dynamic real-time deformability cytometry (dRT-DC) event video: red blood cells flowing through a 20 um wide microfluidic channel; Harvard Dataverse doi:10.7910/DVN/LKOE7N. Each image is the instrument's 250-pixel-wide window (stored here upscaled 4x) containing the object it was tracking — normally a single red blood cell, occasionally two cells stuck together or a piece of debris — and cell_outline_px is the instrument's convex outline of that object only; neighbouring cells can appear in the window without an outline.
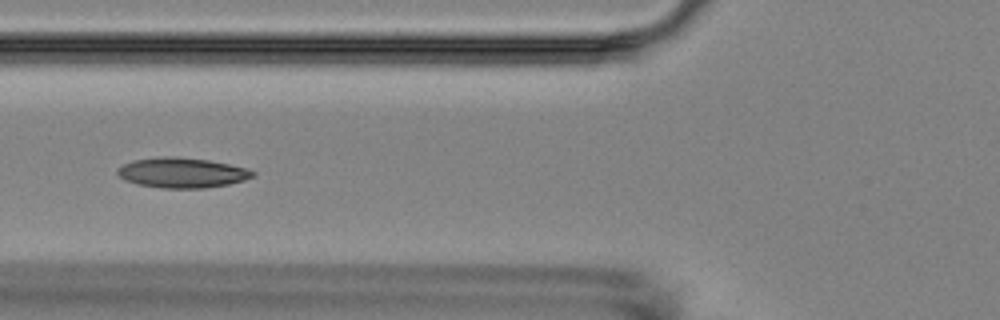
{"species": "Egyptian fruit bat (a non-hibernating species)", "species_latin": "Rousettus aegyptiacus", "temperature_condition": "room temperature", "stored_images_in_passage": 10, "camera_frame_rate_fps": 3000, "um_per_image_px": 0.085, "animal": {"sex": "female"}, "frame": {"image": 1, "passage_image": 5, "time_ms": 4.667, "image_size_px": [1000, 320], "cell_outline_px": [[256, 176], [244, 180], [228, 184], [204, 188], [160, 188], [136, 184], [124, 180], [116, 172], [116, 168], [132, 160], [156, 156], [176, 156], [208, 160], [228, 164], [244, 168], [256, 172]], "centroid_in_image_um": [15.42, 14.67], "position_along_channel_um": 110.4, "area_um2": 23.93}}
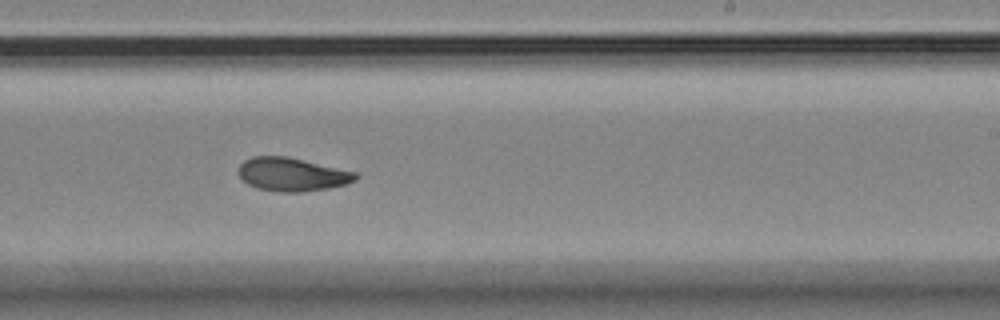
{"frame": {"image": 2, "passage_image": 9, "time_ms": 9.0, "image_size_px": [1000, 320], "cell_outline_px": [[360, 176], [356, 180], [348, 184], [328, 188], [304, 192], [280, 192], [256, 188], [240, 180], [236, 172], [240, 164], [244, 160], [252, 156], [288, 156], [356, 172]], "centroid_in_image_um": [24.8, 14.82], "position_along_channel_um": 264.2, "area_um2": 23.24}}
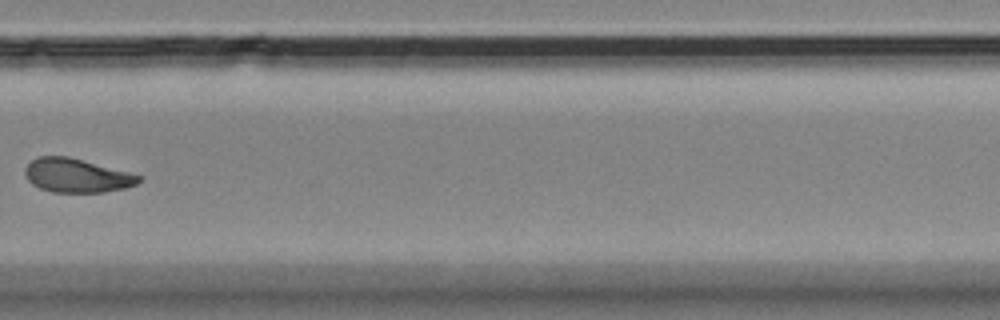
{"frame": {"image": 3, "passage_image": 10, "time_ms": 10.667, "image_size_px": [1000, 320], "cell_outline_px": [[144, 176], [136, 184], [124, 188], [104, 192], [52, 192], [40, 188], [32, 184], [28, 180], [24, 172], [24, 168], [32, 160], [40, 156], [68, 156]], "centroid_in_image_um": [6.51, 14.92], "position_along_channel_um": 323.3, "area_um2": 22.37}}